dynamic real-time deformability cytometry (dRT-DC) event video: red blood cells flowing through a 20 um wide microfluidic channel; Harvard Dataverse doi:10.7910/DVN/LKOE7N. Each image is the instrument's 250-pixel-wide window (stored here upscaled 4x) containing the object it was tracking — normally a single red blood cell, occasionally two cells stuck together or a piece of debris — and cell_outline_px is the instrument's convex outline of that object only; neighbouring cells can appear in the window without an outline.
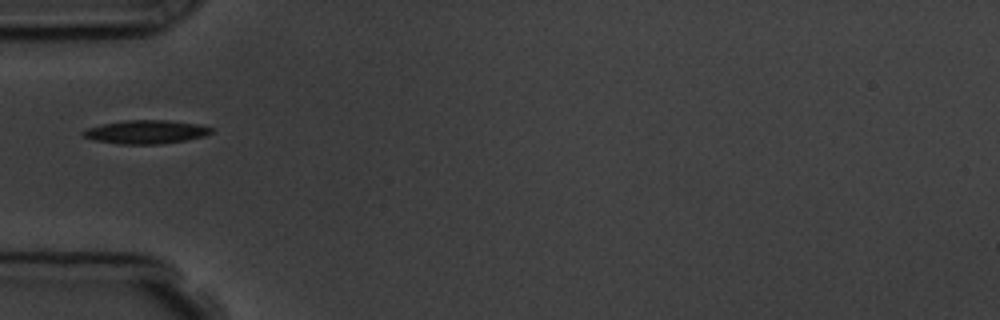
{"species": "common noctule bat (a hibernating species)", "species_latin": "Nyctalus noctula", "temperature_condition": "room temperature", "stored_images_in_passage": 6, "camera_frame_rate_fps": 3000, "um_per_image_px": 0.085, "animal": {"sex": "male", "body_mass_g": 19.5, "forearm_length_mm": 54.6}, "frame": {"image": 1, "passage_image": 6, "time_ms": 6.667, "image_size_px": [1000, 320], "cell_outline_px": [[212, 132], [204, 136], [184, 140], [160, 144], [120, 144], [96, 140], [84, 136], [80, 132], [88, 128], [104, 124], [124, 120], [168, 120], [200, 124], [212, 128]], "centroid_in_image_um": [12.43, 11.21], "position_along_channel_um": 72.6, "area_um2": 17.4}}